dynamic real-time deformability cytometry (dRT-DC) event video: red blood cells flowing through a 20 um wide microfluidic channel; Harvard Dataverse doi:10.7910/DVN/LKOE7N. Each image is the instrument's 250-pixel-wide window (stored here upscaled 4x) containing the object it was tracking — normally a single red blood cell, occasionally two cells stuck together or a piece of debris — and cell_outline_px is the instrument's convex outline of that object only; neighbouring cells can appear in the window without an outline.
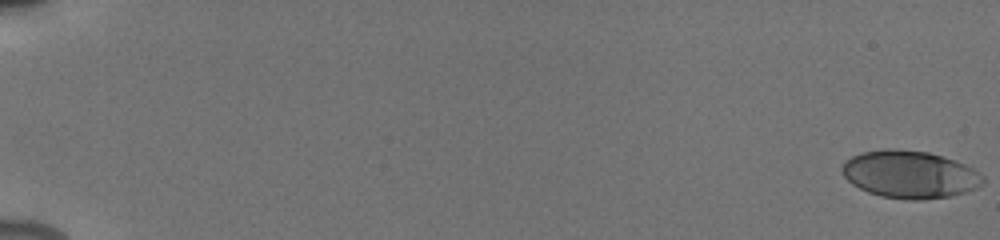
{"species": "human", "species_latin": "Homo sapiens", "temperature_condition": "cold", "stored_images_in_passage": 47, "camera_frame_rate_fps": 3000, "um_per_image_px": 0.085, "donor": {"sex": "male"}, "frame": {"image": 1, "passage_image": 1, "time_ms": 0.0, "image_size_px": [1000, 240], "cell_outline_px": [[984, 184], [976, 188], [964, 192], [948, 196], [920, 200], [904, 200], [880, 196], [868, 192], [852, 184], [844, 176], [840, 168], [852, 156], [864, 152], [888, 148], [892, 148], [928, 152], [956, 160], [972, 168], [984, 176]], "centroid_in_image_um": [77.34, 14.83], "position_along_channel_um": 7.7, "area_um2": 38.96}}
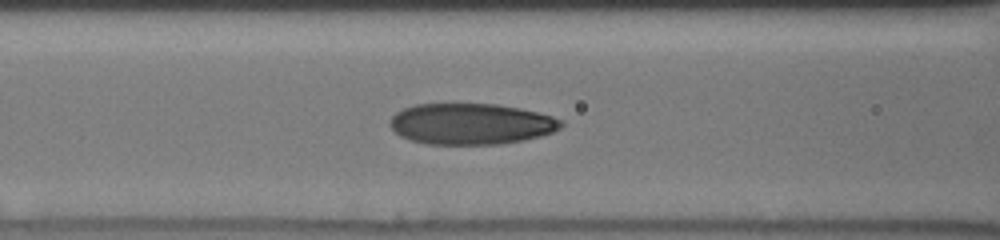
{"frame": {"image": 2, "passage_image": 17, "time_ms": 8.333, "image_size_px": [1000, 240], "cell_outline_px": [[564, 124], [560, 128], [552, 132], [540, 136], [500, 144], [428, 144], [412, 140], [400, 136], [388, 124], [392, 116], [396, 112], [404, 108], [416, 104], [496, 104], [520, 108], [552, 116], [564, 120]], "centroid_in_image_um": [40.03, 10.52], "position_along_channel_um": 126.6, "area_um2": 40.86}}
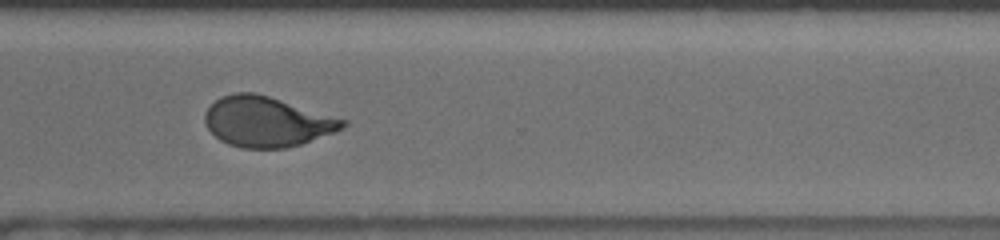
{"frame": {"image": 3, "passage_image": 34, "time_ms": 14.0, "image_size_px": [1000, 240], "cell_outline_px": [[348, 124], [336, 132], [300, 144], [284, 148], [240, 148], [228, 144], [220, 140], [208, 128], [204, 120], [204, 112], [220, 96], [236, 92], [256, 92], [348, 120]], "centroid_in_image_um": [22.68, 10.34], "position_along_channel_um": 347.9, "area_um2": 40.34}, "authors_computed_cell_mechanics": {"area_um2": 40.4022, "velocity_mm_per_s": 3.9104, "shape_relaxation_time_tau1_ms": 4.27, "shape_relaxation_time_tau2_ms": 1.0879, "deformation_change_tau1": 0.1801, "deformation_change_tau2": 0.0745}}